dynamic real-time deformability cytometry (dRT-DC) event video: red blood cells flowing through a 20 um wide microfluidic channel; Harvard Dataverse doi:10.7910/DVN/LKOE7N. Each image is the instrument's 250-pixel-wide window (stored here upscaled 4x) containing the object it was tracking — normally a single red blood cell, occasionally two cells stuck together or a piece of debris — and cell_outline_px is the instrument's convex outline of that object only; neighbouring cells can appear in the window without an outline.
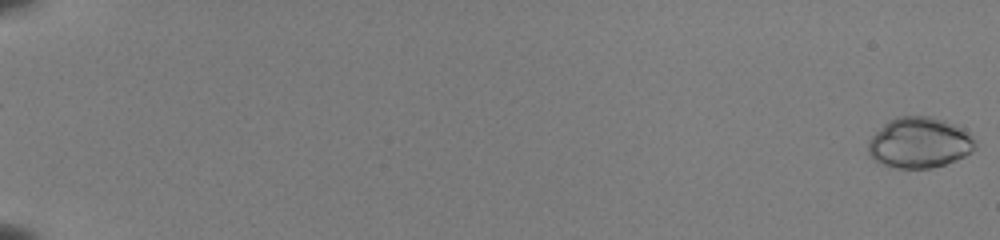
{"species": "common noctule bat (a hibernating species)", "species_latin": "Nyctalus noctula", "temperature_condition": "room temperature", "stored_images_in_passage": 54, "camera_frame_rate_fps": 3000, "um_per_image_px": 0.085, "animal": {"sex": "female", "body_mass_g": 22.0, "forearm_length_mm": 56.7}, "frame": {"image": 1, "passage_image": 1, "time_ms": 0.0, "image_size_px": [1000, 240], "cell_outline_px": [[976, 148], [972, 152], [956, 160], [932, 168], [888, 168], [876, 160], [868, 152], [868, 140], [888, 120], [900, 116], [928, 116], [944, 120], [964, 128], [968, 132], [976, 144]], "centroid_in_image_um": [78.15, 12.13], "position_along_channel_um": 6.8, "area_um2": 31.67}}
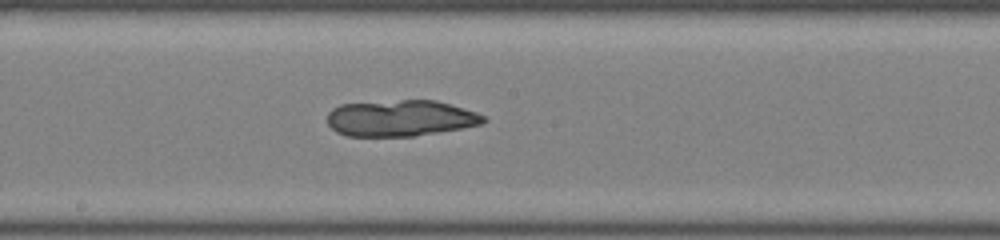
{"frame": {"image": 2, "passage_image": 33, "time_ms": 10.667, "image_size_px": [1000, 240], "cell_outline_px": [[488, 120], [480, 124], [460, 128], [412, 136], [348, 136], [336, 132], [328, 124], [328, 112], [332, 108], [340, 104], [400, 100], [436, 100], [476, 112], [484, 116]], "centroid_in_image_um": [34.01, 10.04], "position_along_channel_um": 214.2, "area_um2": 32.77}}
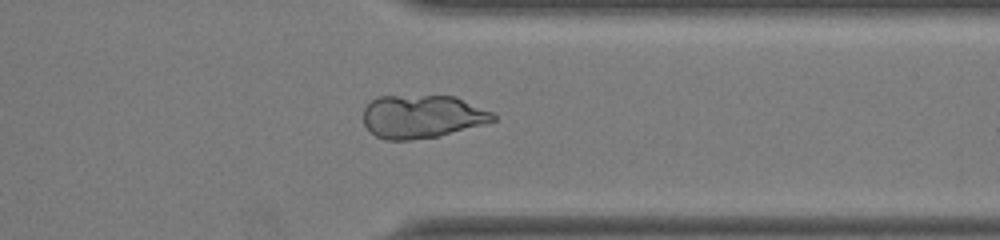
{"frame": {"image": 3, "passage_image": 45, "time_ms": 14.667, "image_size_px": [1000, 240], "cell_outline_px": [[496, 120], [484, 124], [436, 136], [412, 140], [388, 140], [376, 136], [368, 132], [364, 124], [364, 108], [376, 96], [456, 96], [492, 112], [496, 116]], "centroid_in_image_um": [35.85, 9.9], "position_along_channel_um": 375.5, "area_um2": 32.6}}